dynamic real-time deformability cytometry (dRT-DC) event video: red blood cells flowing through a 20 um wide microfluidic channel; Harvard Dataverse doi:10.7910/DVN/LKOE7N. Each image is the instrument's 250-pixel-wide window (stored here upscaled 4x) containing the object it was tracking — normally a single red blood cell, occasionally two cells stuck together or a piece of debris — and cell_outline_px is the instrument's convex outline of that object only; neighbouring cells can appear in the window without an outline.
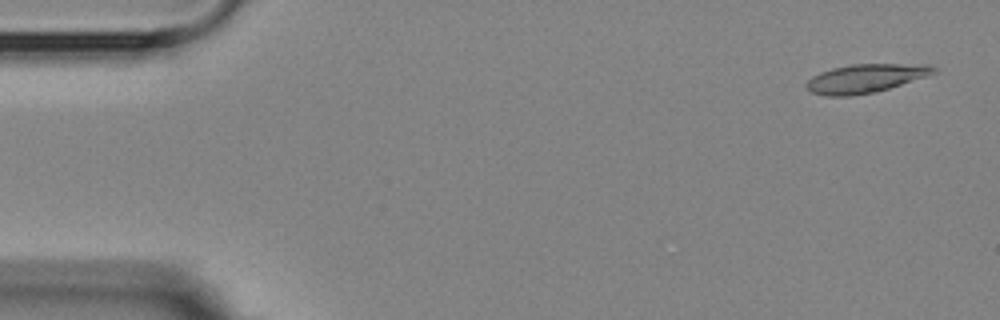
{"species": "Egyptian fruit bat (a non-hibernating species)", "species_latin": "Rousettus aegyptiacus", "temperature_condition": "room temperature", "stored_images_in_passage": 4, "camera_frame_rate_fps": 3000, "um_per_image_px": 0.085, "animal": {"sex": "female"}, "frame": {"image": 1, "passage_image": 1, "time_ms": 0.0, "image_size_px": [1000, 320], "cell_outline_px": [[936, 72], [928, 76], [876, 92], [852, 96], [824, 96], [812, 92], [804, 84], [812, 76], [820, 72], [832, 68], [852, 64], [932, 64], [936, 68]], "centroid_in_image_um": [73.58, 6.66], "position_along_channel_um": 11.4, "area_um2": 21.39}}
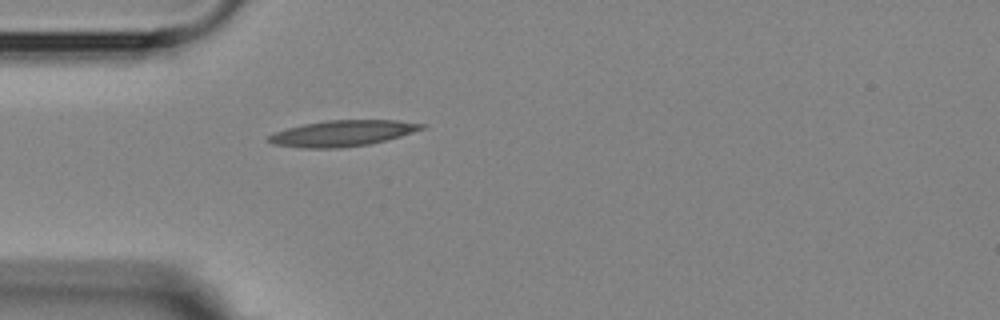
{"frame": {"image": 2, "passage_image": 4, "time_ms": 4.333, "image_size_px": [1000, 320], "cell_outline_px": [[428, 128], [400, 136], [368, 144], [340, 148], [300, 148], [272, 144], [264, 140], [272, 132], [304, 124], [328, 120], [396, 120], [428, 124]], "centroid_in_image_um": [29.09, 11.33], "position_along_channel_um": 55.9, "area_um2": 23.35}}